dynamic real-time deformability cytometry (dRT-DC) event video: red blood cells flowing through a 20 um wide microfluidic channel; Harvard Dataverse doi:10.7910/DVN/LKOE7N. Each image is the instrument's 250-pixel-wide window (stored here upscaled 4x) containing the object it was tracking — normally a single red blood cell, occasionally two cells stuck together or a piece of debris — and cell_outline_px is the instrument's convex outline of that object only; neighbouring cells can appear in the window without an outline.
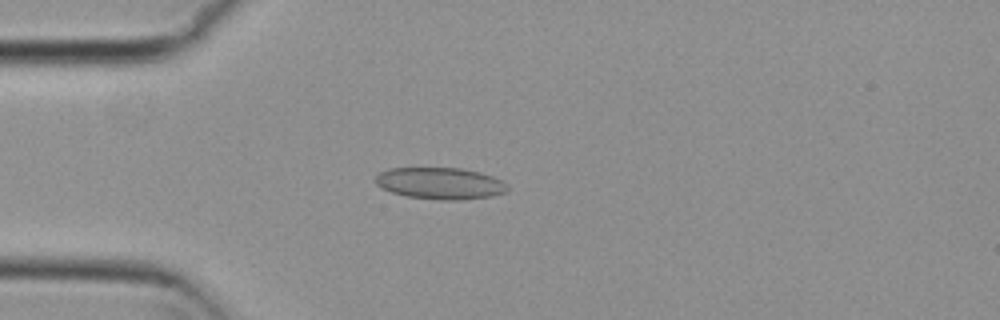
{"species": "common noctule bat (a hibernating species)", "species_latin": "Nyctalus noctula", "temperature_condition": "cold", "stored_images_in_passage": 4, "camera_frame_rate_fps": 3000, "um_per_image_px": 0.085, "animal": {"sex": "female", "body_mass_g": 29.2, "forearm_length_mm": 56.3}, "frame": {"image": 1, "passage_image": 4, "time_ms": 1.0, "image_size_px": [1000, 320], "cell_outline_px": [[508, 192], [492, 196], [460, 200], [440, 200], [408, 196], [392, 192], [380, 188], [376, 184], [376, 176], [380, 172], [388, 168], [460, 168], [480, 172], [492, 176], [508, 184]], "centroid_in_image_um": [37.43, 15.58], "position_along_channel_um": 47.6, "area_um2": 24.45}}